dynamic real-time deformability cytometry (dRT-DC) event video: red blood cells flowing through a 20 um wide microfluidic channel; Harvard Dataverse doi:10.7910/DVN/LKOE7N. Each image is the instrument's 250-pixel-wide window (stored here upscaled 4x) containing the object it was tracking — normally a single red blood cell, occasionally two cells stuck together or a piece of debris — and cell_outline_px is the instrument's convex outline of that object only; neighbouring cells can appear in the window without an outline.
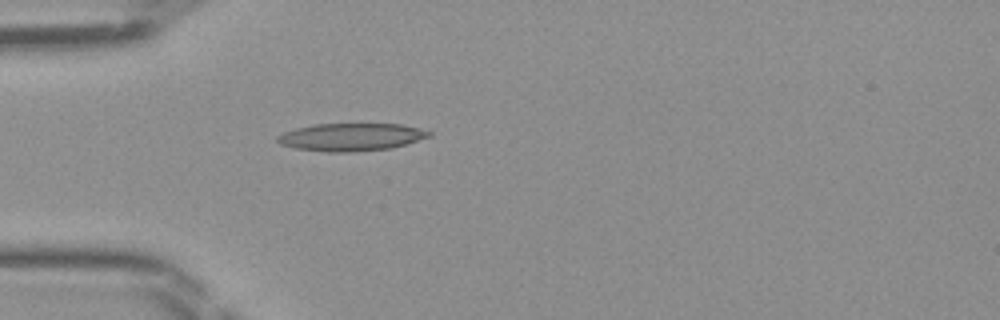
{"species": "Egyptian fruit bat (a non-hibernating species)", "species_latin": "Rousettus aegyptiacus", "temperature_condition": "room temperature", "stored_images_in_passage": 34, "camera_frame_rate_fps": 3000, "um_per_image_px": 0.085, "frame": {"image": 1, "passage_image": 1, "time_ms": 0.0, "image_size_px": [1000, 320], "cell_outline_px": [[432, 136], [392, 148], [348, 152], [328, 152], [296, 148], [280, 144], [276, 140], [276, 136], [284, 132], [296, 128], [316, 124], [400, 124], [420, 128], [432, 132]], "centroid_in_image_um": [29.86, 11.64], "position_along_channel_um": 55.1, "area_um2": 24.39}}
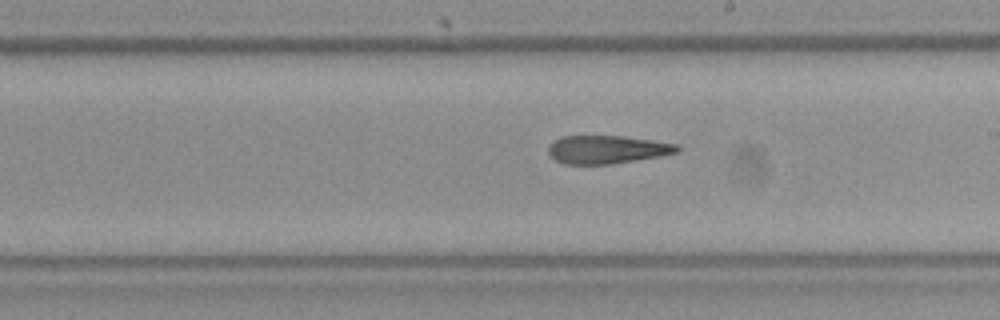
{"frame": {"image": 2, "passage_image": 14, "time_ms": 4.333, "image_size_px": [1000, 320], "cell_outline_px": [[680, 152], [660, 156], [612, 164], [564, 164], [556, 160], [548, 152], [548, 148], [552, 140], [560, 136], [624, 136], [680, 144]], "centroid_in_image_um": [51.62, 12.7], "position_along_channel_um": 237.4, "area_um2": 21.33}}
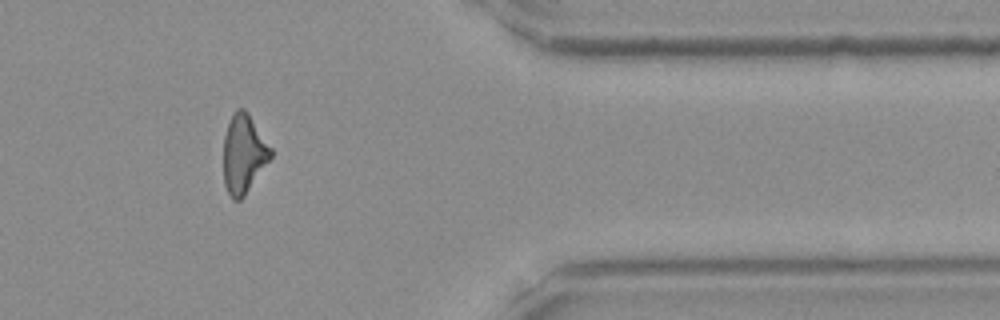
{"frame": {"image": 3, "passage_image": 26, "time_ms": 8.333, "image_size_px": [1000, 320], "cell_outline_px": [[272, 156], [244, 196], [240, 200], [232, 200], [224, 184], [224, 136], [232, 112], [236, 108], [244, 108], [248, 112], [272, 148]], "centroid_in_image_um": [20.71, 13.05], "position_along_channel_um": 390.7, "area_um2": 21.68}}